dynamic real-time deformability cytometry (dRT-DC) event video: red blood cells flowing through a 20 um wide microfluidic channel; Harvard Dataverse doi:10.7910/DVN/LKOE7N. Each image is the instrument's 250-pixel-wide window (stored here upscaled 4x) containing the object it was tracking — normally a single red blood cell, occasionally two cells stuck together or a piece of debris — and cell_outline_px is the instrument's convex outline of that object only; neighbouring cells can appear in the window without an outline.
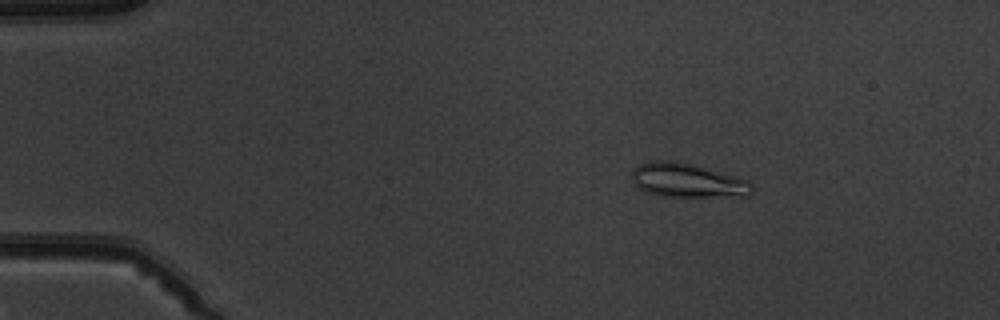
{"species": "common noctule bat (a hibernating species)", "species_latin": "Nyctalus noctula", "temperature_condition": "warm", "stored_images_in_passage": 3, "camera_frame_rate_fps": 3000, "um_per_image_px": 0.085, "animal": {"sex": "male", "body_mass_g": 19.5, "forearm_length_mm": 54.6}, "frame": {"image": 1, "passage_image": 1, "time_ms": 0.0, "image_size_px": [1000, 320], "cell_outline_px": [[752, 192], [740, 196], [660, 196], [644, 192], [632, 180], [632, 168], [640, 164], [652, 160], [672, 160], [692, 164], [736, 176], [748, 180], [752, 184]], "centroid_in_image_um": [58.39, 15.32], "position_along_channel_um": 26.6, "area_um2": 23.76}}